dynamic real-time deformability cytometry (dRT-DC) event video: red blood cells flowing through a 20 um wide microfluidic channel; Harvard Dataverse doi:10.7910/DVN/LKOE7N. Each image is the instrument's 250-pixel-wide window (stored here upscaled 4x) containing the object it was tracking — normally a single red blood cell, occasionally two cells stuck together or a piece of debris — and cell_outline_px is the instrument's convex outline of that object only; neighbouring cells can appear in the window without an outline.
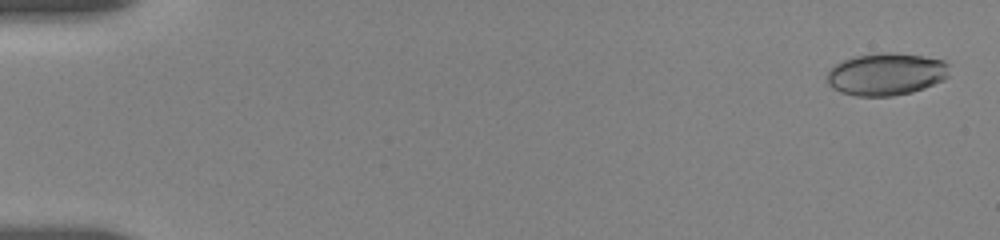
{"species": "human", "species_latin": "Homo sapiens", "temperature_condition": "room temperature", "stored_images_in_passage": 15, "camera_frame_rate_fps": 3000, "um_per_image_px": 0.085, "donor": {"sex": "female"}, "frame": {"image": 1, "passage_image": 1, "time_ms": 0.0, "image_size_px": [1000, 240], "cell_outline_px": [[948, 76], [944, 80], [924, 88], [912, 92], [892, 96], [856, 96], [840, 92], [832, 88], [828, 84], [828, 72], [836, 64], [852, 56], [884, 52], [892, 52], [924, 56], [944, 60], [948, 64]], "centroid_in_image_um": [75.34, 6.3], "position_along_channel_um": 9.7, "area_um2": 30.29}}
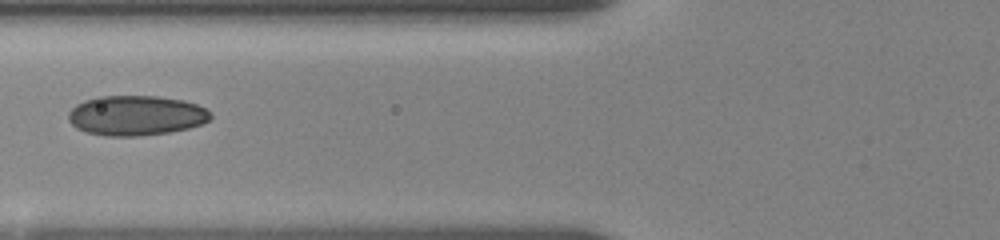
{"frame": {"image": 2, "passage_image": 12, "time_ms": 7.0, "image_size_px": [1000, 240], "cell_outline_px": [[212, 116], [208, 120], [200, 124], [188, 128], [168, 132], [136, 136], [108, 136], [88, 132], [76, 128], [68, 120], [68, 112], [76, 104], [84, 100], [96, 96], [156, 96], [184, 100], [196, 104], [212, 112]], "centroid_in_image_um": [11.54, 9.8], "position_along_channel_um": 114.3, "area_um2": 33.06}}
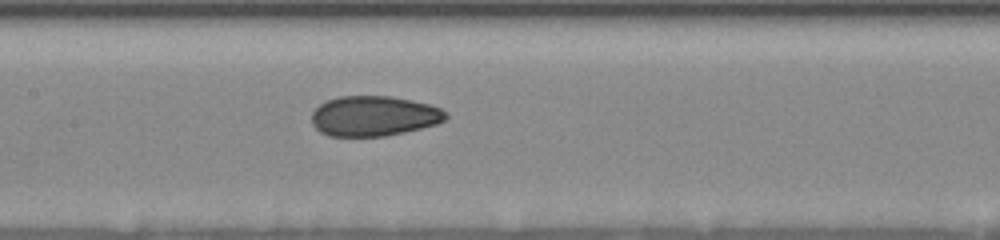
{"frame": {"image": 3, "passage_image": 15, "time_ms": 8.667, "image_size_px": [1000, 240], "cell_outline_px": [[448, 116], [444, 120], [436, 124], [404, 132], [384, 136], [328, 136], [320, 132], [312, 124], [312, 112], [320, 104], [328, 100], [340, 96], [388, 96], [412, 100], [428, 104], [440, 108], [448, 112]], "centroid_in_image_um": [31.77, 9.86], "position_along_channel_um": 175.6, "area_um2": 31.33}}